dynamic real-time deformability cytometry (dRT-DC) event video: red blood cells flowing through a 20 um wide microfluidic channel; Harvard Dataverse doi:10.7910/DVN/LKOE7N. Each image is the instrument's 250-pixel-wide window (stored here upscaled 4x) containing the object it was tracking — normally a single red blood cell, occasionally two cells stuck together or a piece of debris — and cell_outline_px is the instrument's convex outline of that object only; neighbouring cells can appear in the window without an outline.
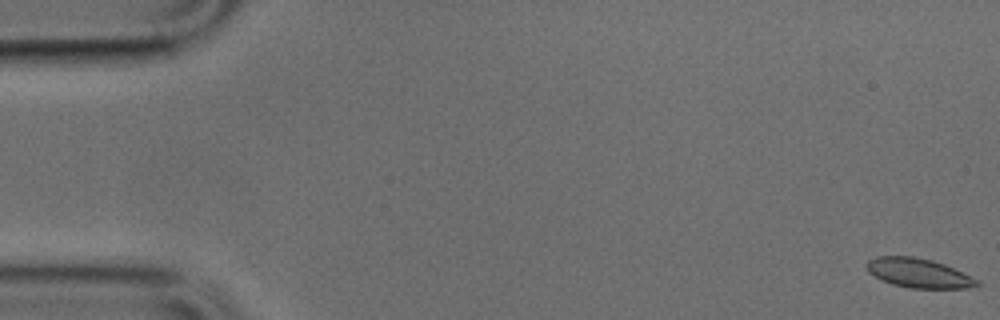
{"species": "common noctule bat (a hibernating species)", "species_latin": "Nyctalus noctula", "temperature_condition": "cold", "stored_images_in_passage": 19, "camera_frame_rate_fps": 3000, "um_per_image_px": 0.085, "animal": {"sex": "male", "body_mass_g": 17.9, "forearm_length_mm": 54.2}, "frame": {"image": 1, "passage_image": 1, "time_ms": 0.0, "image_size_px": [1000, 320], "cell_outline_px": [[980, 284], [968, 288], [908, 288], [892, 284], [868, 272], [864, 264], [868, 260], [876, 256], [912, 256], [932, 260], [944, 264], [980, 280]], "centroid_in_image_um": [78.07, 23.2], "position_along_channel_um": 6.9, "area_um2": 18.84}}